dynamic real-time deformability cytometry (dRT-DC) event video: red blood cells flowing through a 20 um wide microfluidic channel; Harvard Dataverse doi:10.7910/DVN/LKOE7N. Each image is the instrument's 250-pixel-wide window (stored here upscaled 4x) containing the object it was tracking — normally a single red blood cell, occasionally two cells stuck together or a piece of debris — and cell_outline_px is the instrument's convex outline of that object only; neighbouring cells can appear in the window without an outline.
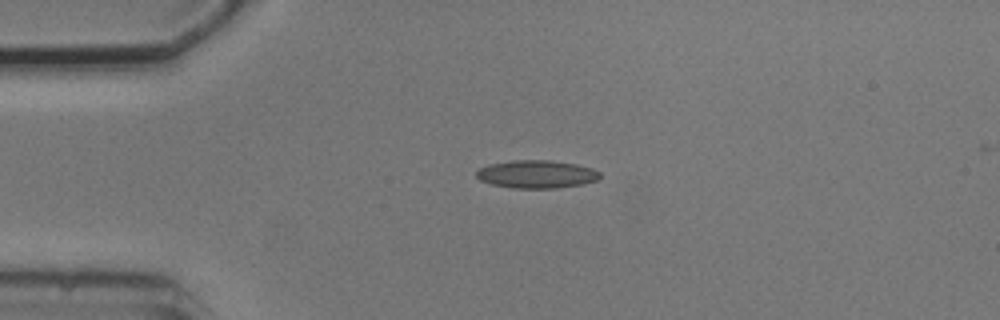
{"species": "common noctule bat (a hibernating species)", "species_latin": "Nyctalus noctula", "temperature_condition": "cold", "stored_images_in_passage": 3, "camera_frame_rate_fps": 3000, "um_per_image_px": 0.085, "animal": {"sex": "male", "body_mass_g": 20.5, "forearm_length_mm": 52.5}, "frame": {"image": 1, "passage_image": 1, "time_ms": 0.0, "image_size_px": [1000, 320], "cell_outline_px": [[600, 176], [596, 180], [584, 184], [556, 188], [512, 188], [492, 184], [480, 180], [476, 176], [476, 172], [480, 168], [488, 164], [512, 160], [548, 160], [576, 164], [592, 168], [600, 172]], "centroid_in_image_um": [45.6, 14.8], "position_along_channel_um": 39.4, "area_um2": 20.11}}
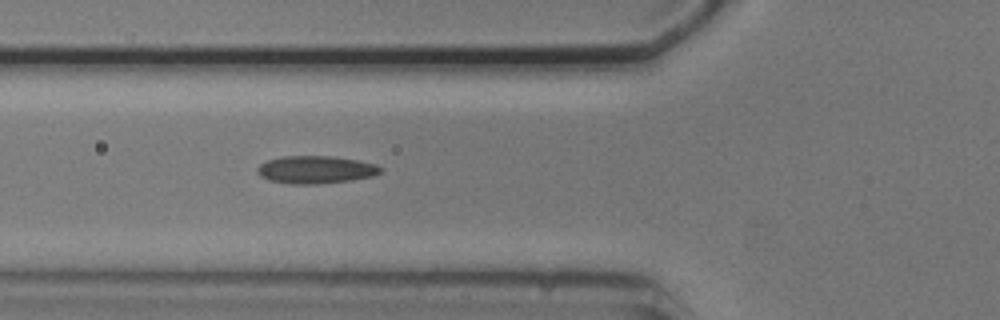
{"frame": {"image": 2, "passage_image": 3, "time_ms": 2.333, "image_size_px": [1000, 320], "cell_outline_px": [[384, 168], [380, 172], [372, 176], [352, 180], [320, 184], [292, 184], [268, 180], [260, 176], [256, 172], [256, 168], [260, 164], [268, 160], [284, 156], [332, 156], [356, 160], [376, 164]], "centroid_in_image_um": [26.82, 14.43], "position_along_channel_um": 99.0, "area_um2": 19.94}}